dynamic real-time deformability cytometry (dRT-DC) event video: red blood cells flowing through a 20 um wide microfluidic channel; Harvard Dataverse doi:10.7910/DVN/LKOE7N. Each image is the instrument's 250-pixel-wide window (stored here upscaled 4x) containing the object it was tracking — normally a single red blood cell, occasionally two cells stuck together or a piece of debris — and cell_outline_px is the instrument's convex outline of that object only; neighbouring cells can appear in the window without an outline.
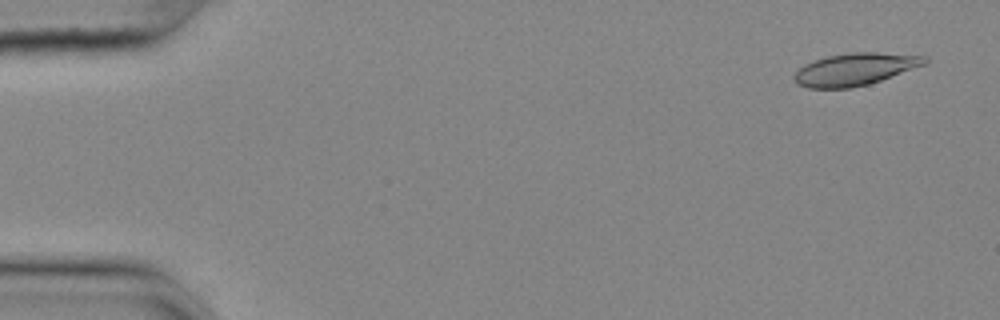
{"species": "common noctule bat (a hibernating species)", "species_latin": "Nyctalus noctula", "temperature_condition": "cold", "stored_images_in_passage": 55, "camera_frame_rate_fps": 3000, "um_per_image_px": 0.085, "animal": {"sex": "female", "body_mass_g": 25.1}, "frame": {"image": 1, "passage_image": 3, "time_ms": 0.667, "image_size_px": [1000, 320], "cell_outline_px": [[928, 60], [924, 64], [880, 80], [868, 84], [852, 88], [808, 88], [800, 84], [792, 76], [804, 64], [828, 56], [852, 52], [876, 52], [928, 56]], "centroid_in_image_um": [72.67, 5.88], "position_along_channel_um": 12.3, "area_um2": 24.16}}
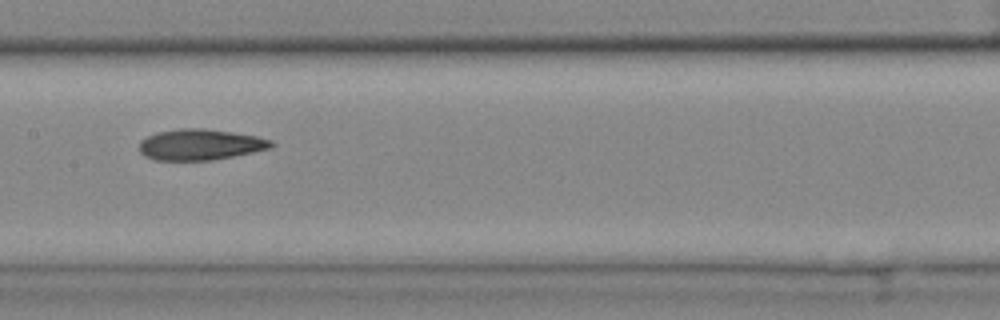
{"frame": {"image": 2, "passage_image": 28, "time_ms": 9.0, "image_size_px": [1000, 320], "cell_outline_px": [[276, 144], [272, 148], [212, 160], [152, 160], [144, 156], [140, 152], [140, 140], [156, 132], [180, 128], [204, 128], [232, 132], [256, 136], [272, 140]], "centroid_in_image_um": [17.01, 12.29], "position_along_channel_um": 190.4, "area_um2": 23.87}}
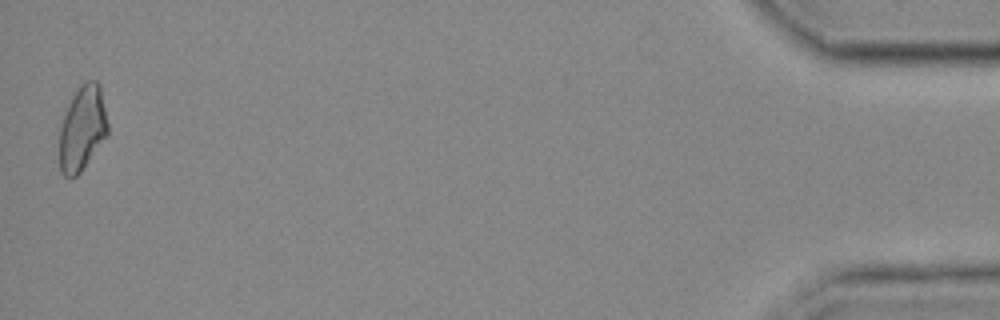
{"frame": {"image": 3, "passage_image": 55, "time_ms": 18.0, "image_size_px": [1000, 320], "cell_outline_px": [[108, 136], [80, 172], [76, 176], [64, 176], [60, 172], [60, 128], [64, 116], [72, 96], [80, 84], [88, 80], [96, 80], [100, 84], [108, 124]], "centroid_in_image_um": [7.02, 10.89], "position_along_channel_um": 428.2, "area_um2": 23.87}, "authors_computed_cell_mechanics": {"area_um2": 23.698, "velocity_mm_per_s": 3.6426, "shape_relaxation_time_tau1_ms": 5.5128, "shape_relaxation_time_tau2_ms": 5.544, "deformation_change_tau1": 0.1409, "deformation_change_tau2": 0.1273}}